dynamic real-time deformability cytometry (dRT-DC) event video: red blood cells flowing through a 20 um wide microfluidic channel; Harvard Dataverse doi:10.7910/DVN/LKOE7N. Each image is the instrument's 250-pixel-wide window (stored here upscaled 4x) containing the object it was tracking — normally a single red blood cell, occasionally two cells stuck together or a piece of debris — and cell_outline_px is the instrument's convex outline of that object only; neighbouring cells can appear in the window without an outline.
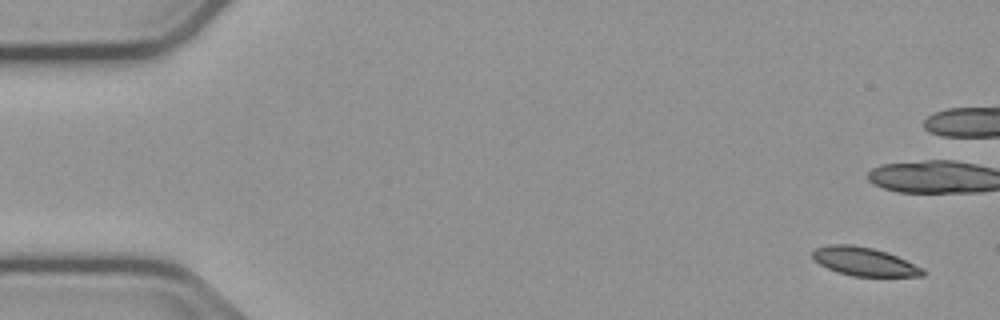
{"species": "common noctule bat (a hibernating species)", "species_latin": "Nyctalus noctula", "temperature_condition": "cold", "stored_images_in_passage": 7, "camera_frame_rate_fps": 3000, "um_per_image_px": 0.085, "animal": {"sex": "male", "body_mass_g": 23.1, "forearm_length_mm": 52.7}, "frame": {"image": 1, "passage_image": 1, "time_ms": 0.0, "image_size_px": [1000, 320], "cell_outline_px": [[924, 276], [852, 276], [836, 272], [820, 264], [812, 256], [812, 252], [816, 248], [828, 244], [852, 244], [872, 248], [888, 252], [924, 268]], "centroid_in_image_um": [73.46, 22.23], "position_along_channel_um": 11.5, "area_um2": 18.32}}
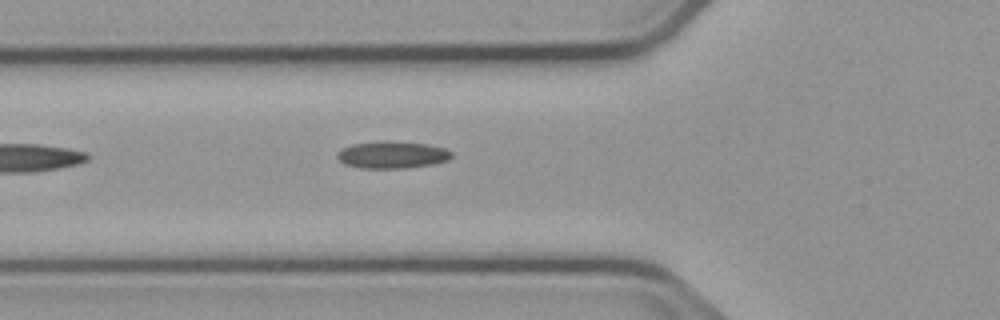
{"frame": {"image": 2, "passage_image": 7, "time_ms": 8.0, "image_size_px": [1000, 320], "cell_outline_px": [[452, 156], [448, 160], [432, 164], [404, 168], [360, 168], [344, 164], [336, 156], [336, 152], [352, 144], [380, 140], [384, 140], [424, 144], [444, 148], [452, 152]], "centroid_in_image_um": [33.3, 13.15], "position_along_channel_um": 92.5, "area_um2": 18.03}}